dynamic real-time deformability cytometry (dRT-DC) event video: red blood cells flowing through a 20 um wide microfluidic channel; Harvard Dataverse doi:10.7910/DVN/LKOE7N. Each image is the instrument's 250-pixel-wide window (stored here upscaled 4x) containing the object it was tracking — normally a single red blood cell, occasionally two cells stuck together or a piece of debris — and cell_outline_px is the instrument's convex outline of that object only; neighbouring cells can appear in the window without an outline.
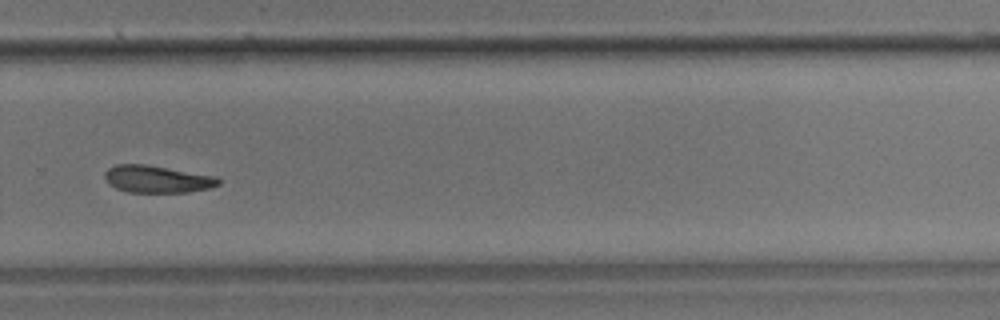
{"species": "common noctule bat (a hibernating species)", "species_latin": "Nyctalus noctula", "temperature_condition": "room temperature", "stored_images_in_passage": 40, "camera_frame_rate_fps": 3000, "um_per_image_px": 0.085, "animal": {"sex": "male", "body_mass_g": 17.9}, "frame": {"image": 1, "passage_image": 28, "time_ms": 9.0, "image_size_px": [1000, 320], "cell_outline_px": [[220, 184], [212, 188], [188, 192], [128, 192], [116, 188], [108, 184], [104, 176], [104, 172], [108, 168], [116, 164], [148, 164], [216, 176], [220, 180]], "centroid_in_image_um": [13.36, 15.22], "position_along_channel_um": 316.4, "area_um2": 18.26}}